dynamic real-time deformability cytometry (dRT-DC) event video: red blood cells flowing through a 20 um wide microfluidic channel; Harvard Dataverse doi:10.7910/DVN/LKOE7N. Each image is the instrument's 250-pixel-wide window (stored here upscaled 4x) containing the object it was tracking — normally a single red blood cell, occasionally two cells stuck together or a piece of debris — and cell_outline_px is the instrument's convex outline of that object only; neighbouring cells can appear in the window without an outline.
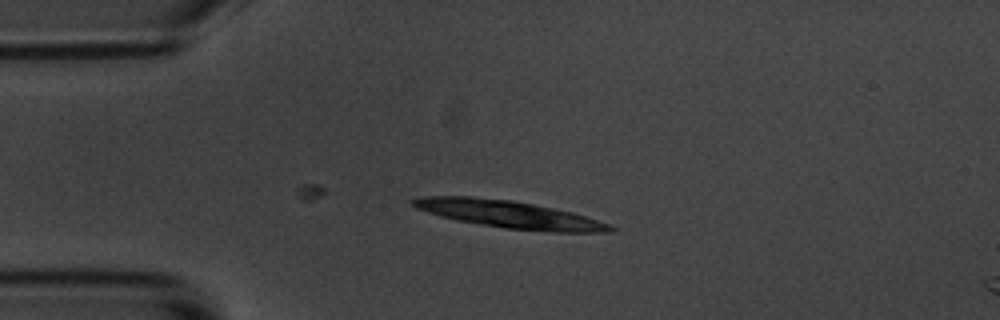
{"species": "common noctule bat (a hibernating species)", "species_latin": "Nyctalus noctula", "temperature_condition": "room temperature", "stored_images_in_passage": 2, "camera_frame_rate_fps": 3000, "um_per_image_px": 0.085, "animal": {"sex": "male", "body_mass_g": 20.1, "forearm_length_mm": 53.5}, "frame": {"image": 1, "passage_image": 1, "time_ms": 0.0, "image_size_px": [1000, 320], "cell_outline_px": [[616, 232], [552, 232], [504, 228], [456, 220], [440, 216], [416, 208], [408, 204], [408, 200], [424, 196], [472, 196], [512, 200], [572, 212], [608, 224], [616, 228]], "centroid_in_image_um": [43.22, 18.21], "position_along_channel_um": 41.8, "area_um2": 31.44}}